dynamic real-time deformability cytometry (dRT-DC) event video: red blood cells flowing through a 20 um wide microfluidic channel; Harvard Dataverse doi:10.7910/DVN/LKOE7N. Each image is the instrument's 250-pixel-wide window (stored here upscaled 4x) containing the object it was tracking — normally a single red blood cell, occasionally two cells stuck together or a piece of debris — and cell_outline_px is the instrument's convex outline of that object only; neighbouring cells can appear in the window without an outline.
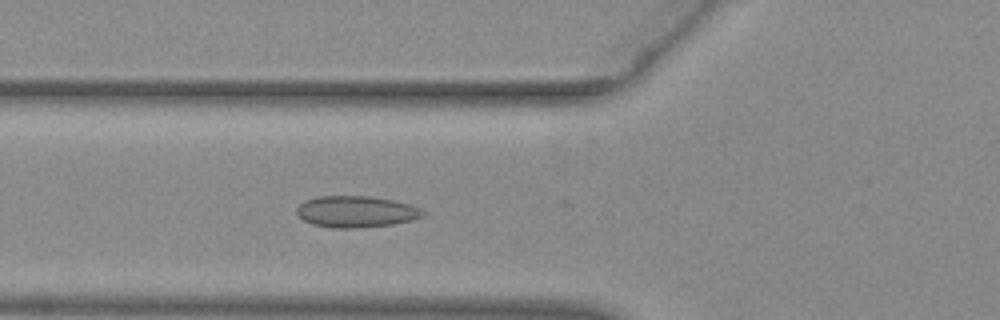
{"species": "common noctule bat (a hibernating species)", "species_latin": "Nyctalus noctula", "temperature_condition": "warm", "stored_images_in_passage": 11, "camera_frame_rate_fps": 3000, "um_per_image_px": 0.085, "animal": {"sex": "female", "body_mass_g": 29.2, "forearm_length_mm": 56.3}, "frame": {"image": 1, "passage_image": 7, "time_ms": 2.0, "image_size_px": [1000, 320], "cell_outline_px": [[424, 216], [412, 220], [392, 224], [356, 228], [332, 228], [312, 224], [304, 220], [296, 212], [296, 208], [304, 200], [320, 196], [368, 196], [392, 200], [408, 204], [420, 208], [424, 212]], "centroid_in_image_um": [30.25, 17.99], "position_along_channel_um": 95.6, "area_um2": 23.0}}
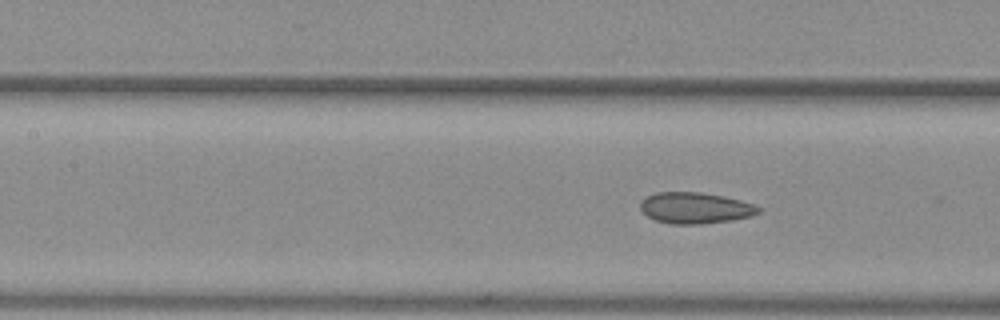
{"frame": {"image": 2, "passage_image": 11, "time_ms": 3.333, "image_size_px": [1000, 320], "cell_outline_px": [[764, 208], [760, 212], [752, 216], [732, 220], [700, 224], [672, 224], [656, 220], [648, 216], [640, 208], [640, 200], [656, 192], [700, 192], [724, 196], [756, 204]], "centroid_in_image_um": [59.14, 17.67], "position_along_channel_um": 148.3, "area_um2": 21.62}}